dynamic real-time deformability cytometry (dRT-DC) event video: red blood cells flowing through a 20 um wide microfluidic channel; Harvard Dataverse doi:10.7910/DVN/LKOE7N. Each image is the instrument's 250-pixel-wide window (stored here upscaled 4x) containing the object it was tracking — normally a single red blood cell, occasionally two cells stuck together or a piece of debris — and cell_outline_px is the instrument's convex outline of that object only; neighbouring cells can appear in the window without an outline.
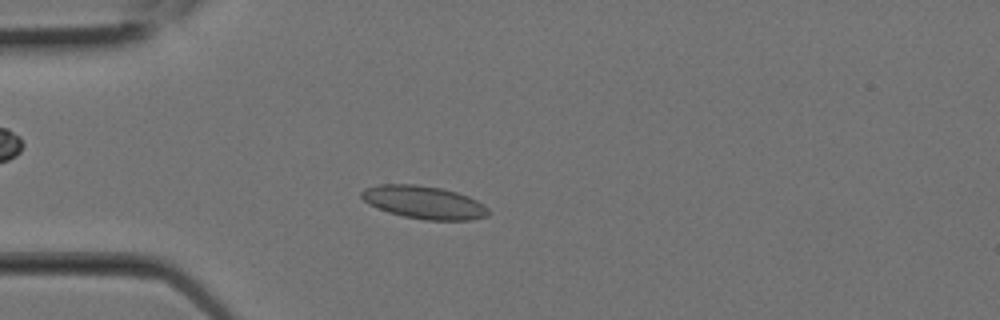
{"species": "Egyptian fruit bat (a non-hibernating species)", "species_latin": "Rousettus aegyptiacus", "temperature_condition": "room temperature", "stored_images_in_passage": 7, "camera_frame_rate_fps": 3000, "um_per_image_px": 0.085, "animal": {"sex": "female"}, "frame": {"image": 1, "passage_image": 6, "time_ms": 1.667, "image_size_px": [1000, 320], "cell_outline_px": [[492, 212], [488, 216], [472, 220], [424, 220], [404, 216], [388, 212], [368, 204], [360, 196], [360, 192], [364, 188], [380, 184], [416, 184], [440, 188], [456, 192], [468, 196], [484, 204]], "centroid_in_image_um": [36.05, 17.2], "position_along_channel_um": 49.0, "area_um2": 24.51}}